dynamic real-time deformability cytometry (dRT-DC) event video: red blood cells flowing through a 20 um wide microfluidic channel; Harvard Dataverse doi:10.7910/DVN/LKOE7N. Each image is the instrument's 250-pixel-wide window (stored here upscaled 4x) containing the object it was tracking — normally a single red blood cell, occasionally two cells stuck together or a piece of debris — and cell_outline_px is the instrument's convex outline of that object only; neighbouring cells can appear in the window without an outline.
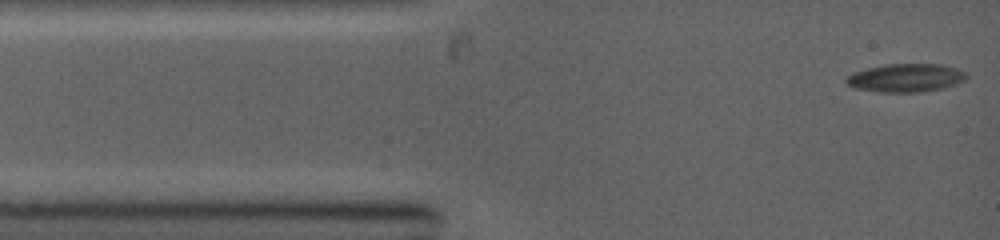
{"species": "common noctule bat (a hibernating species)", "species_latin": "Nyctalus noctula", "temperature_condition": "warm", "stored_images_in_passage": 7, "camera_frame_rate_fps": 5000, "um_per_image_px": 0.085, "animal": {"sex": "female", "body_mass_g": 19.0, "forearm_length_mm": 53.3}, "frame": {"image": 1, "passage_image": 1, "time_ms": 0.0, "image_size_px": [1000, 240], "cell_outline_px": [[968, 76], [964, 80], [956, 84], [944, 88], [920, 92], [880, 92], [856, 88], [848, 84], [844, 80], [852, 72], [884, 64], [940, 64], [956, 68], [968, 72]], "centroid_in_image_um": [77.02, 6.61], "position_along_channel_um": 8.0, "area_um2": 19.88}}
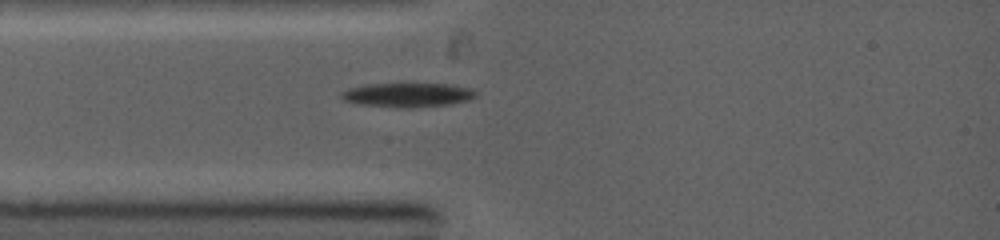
{"frame": {"image": 2, "passage_image": 4, "time_ms": 2.2, "image_size_px": [1000, 240], "cell_outline_px": [[476, 96], [468, 100], [452, 104], [412, 108], [396, 108], [360, 104], [344, 100], [340, 96], [340, 92], [348, 88], [364, 84], [452, 84], [472, 88], [476, 92]], "centroid_in_image_um": [34.65, 8.07], "position_along_channel_um": 50.4, "area_um2": 19.19}}
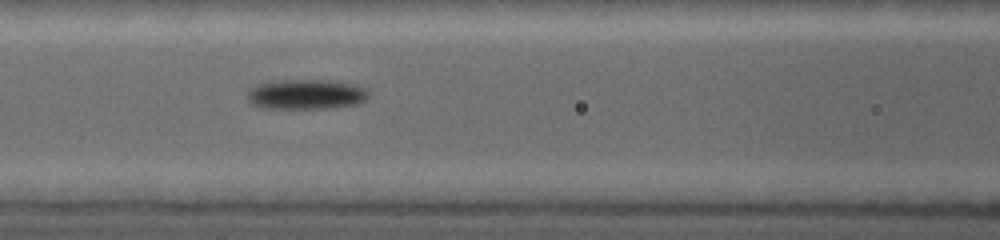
{"frame": {"image": 3, "passage_image": 7, "time_ms": 4.2, "image_size_px": [1000, 240], "cell_outline_px": [[368, 96], [364, 100], [356, 104], [324, 108], [260, 108], [252, 104], [248, 100], [248, 88], [260, 84], [280, 80], [332, 80], [356, 84], [364, 88], [368, 92]], "centroid_in_image_um": [26.0, 8.01], "position_along_channel_um": 140.6, "area_um2": 21.1}}